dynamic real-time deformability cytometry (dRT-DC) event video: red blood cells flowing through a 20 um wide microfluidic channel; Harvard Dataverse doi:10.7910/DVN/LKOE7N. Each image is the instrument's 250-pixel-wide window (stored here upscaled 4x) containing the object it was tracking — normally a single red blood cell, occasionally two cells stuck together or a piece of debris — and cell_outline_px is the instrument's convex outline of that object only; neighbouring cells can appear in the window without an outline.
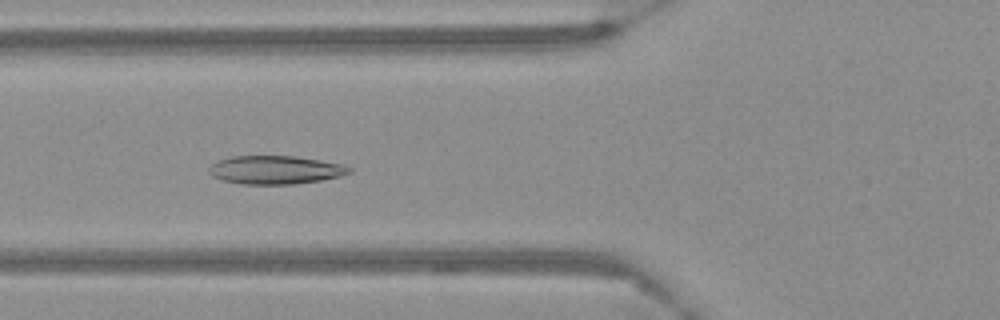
{"species": "Egyptian fruit bat (a non-hibernating species)", "species_latin": "Rousettus aegyptiacus", "temperature_condition": "warm", "stored_images_in_passage": 59, "camera_frame_rate_fps": 3000, "um_per_image_px": 0.085, "frame": {"image": 1, "passage_image": 23, "time_ms": 7.333, "image_size_px": [1000, 320], "cell_outline_px": [[352, 172], [340, 176], [320, 180], [296, 184], [240, 184], [224, 180], [212, 176], [208, 172], [208, 168], [212, 164], [220, 160], [232, 156], [296, 156], [344, 164], [352, 168]], "centroid_in_image_um": [23.43, 14.44], "position_along_channel_um": 102.4, "area_um2": 23.24}}
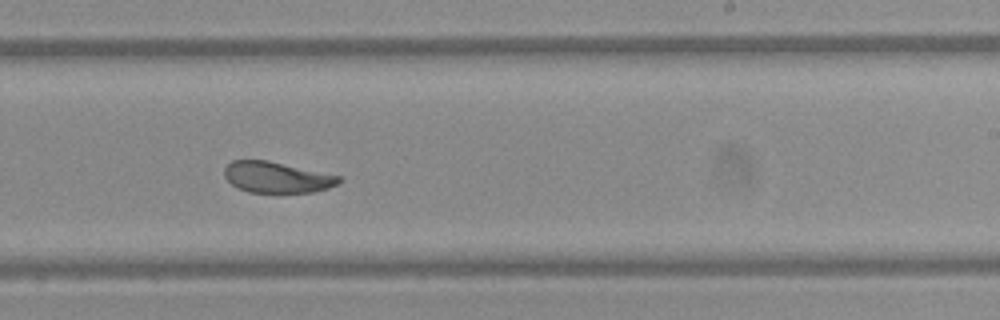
{"frame": {"image": 2, "passage_image": 37, "time_ms": 12.0, "image_size_px": [1000, 320], "cell_outline_px": [[344, 180], [328, 188], [312, 192], [248, 192], [232, 184], [224, 176], [224, 168], [232, 160], [268, 160], [340, 176]], "centroid_in_image_um": [23.53, 15.06], "position_along_channel_um": 265.5, "area_um2": 20.52}}
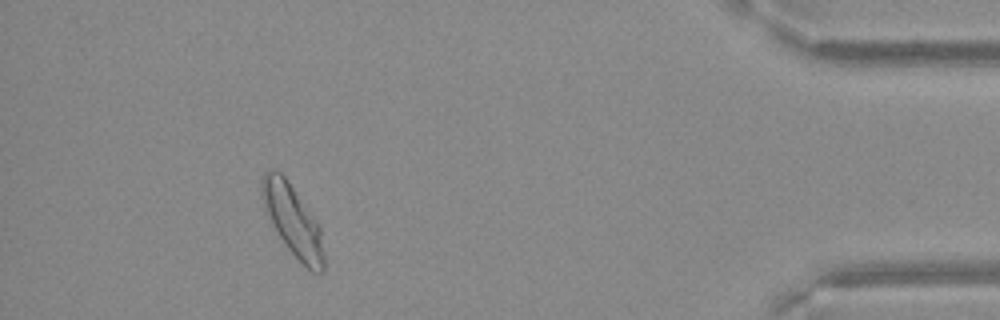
{"frame": {"image": 3, "passage_image": 54, "time_ms": 17.667, "image_size_px": [1000, 320], "cell_outline_px": [[324, 272], [312, 272], [284, 244], [276, 232], [264, 212], [260, 192], [260, 180], [264, 172], [272, 168], [280, 172], [284, 176], [316, 220], [320, 228], [324, 256]], "centroid_in_image_um": [24.83, 18.7], "position_along_channel_um": 410.4, "area_um2": 25.61}}